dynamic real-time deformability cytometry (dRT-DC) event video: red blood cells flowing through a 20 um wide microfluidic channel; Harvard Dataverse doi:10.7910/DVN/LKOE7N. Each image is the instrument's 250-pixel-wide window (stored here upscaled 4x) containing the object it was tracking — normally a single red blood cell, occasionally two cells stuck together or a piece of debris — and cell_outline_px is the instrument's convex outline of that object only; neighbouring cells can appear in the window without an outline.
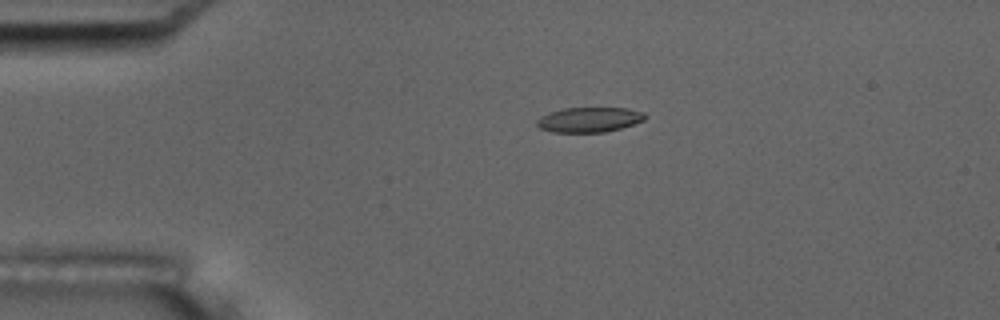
{"species": "common noctule bat (a hibernating species)", "species_latin": "Nyctalus noctula", "temperature_condition": "room temperature", "stored_images_in_passage": 6, "camera_frame_rate_fps": 3000, "um_per_image_px": 0.085, "animal": {"sex": "male", "body_mass_g": 17.5, "forearm_length_mm": 52.3}, "frame": {"image": 1, "passage_image": 4, "time_ms": 3.333, "image_size_px": [1000, 320], "cell_outline_px": [[648, 116], [644, 120], [620, 128], [604, 132], [552, 132], [540, 128], [536, 124], [536, 120], [540, 116], [548, 112], [564, 108], [628, 108], [644, 112]], "centroid_in_image_um": [50.07, 10.16], "position_along_channel_um": 34.9, "area_um2": 15.78}}